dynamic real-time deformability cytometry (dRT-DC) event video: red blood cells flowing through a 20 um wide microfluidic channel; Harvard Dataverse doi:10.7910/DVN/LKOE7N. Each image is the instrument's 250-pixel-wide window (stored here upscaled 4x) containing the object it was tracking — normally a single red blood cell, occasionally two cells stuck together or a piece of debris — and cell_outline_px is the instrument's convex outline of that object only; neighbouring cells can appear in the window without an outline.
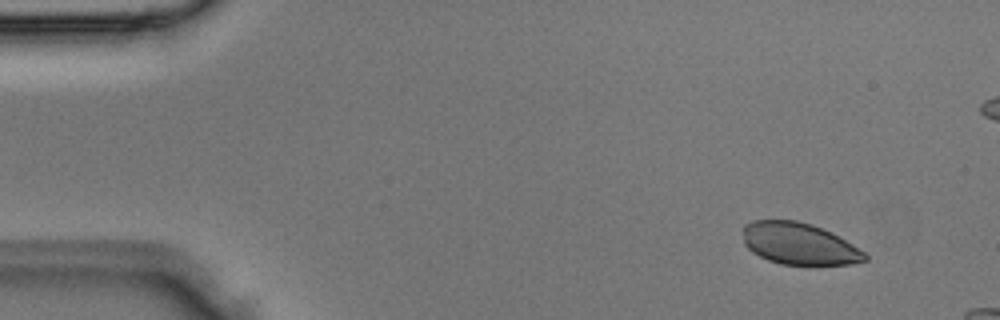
{"species": "Egyptian fruit bat (a non-hibernating species)", "species_latin": "Rousettus aegyptiacus", "temperature_condition": "room temperature", "stored_images_in_passage": 3, "camera_frame_rate_fps": 3000, "um_per_image_px": 0.085, "animal": {"sex": "male"}, "frame": {"image": 1, "passage_image": 3, "time_ms": 0.667, "image_size_px": [1000, 320], "cell_outline_px": [[868, 260], [848, 264], [816, 268], [780, 264], [768, 260], [752, 252], [744, 244], [744, 224], [752, 220], [796, 220], [812, 224], [832, 232], [864, 252], [868, 256]], "centroid_in_image_um": [67.95, 20.76], "position_along_channel_um": 17.1, "area_um2": 30.52}}